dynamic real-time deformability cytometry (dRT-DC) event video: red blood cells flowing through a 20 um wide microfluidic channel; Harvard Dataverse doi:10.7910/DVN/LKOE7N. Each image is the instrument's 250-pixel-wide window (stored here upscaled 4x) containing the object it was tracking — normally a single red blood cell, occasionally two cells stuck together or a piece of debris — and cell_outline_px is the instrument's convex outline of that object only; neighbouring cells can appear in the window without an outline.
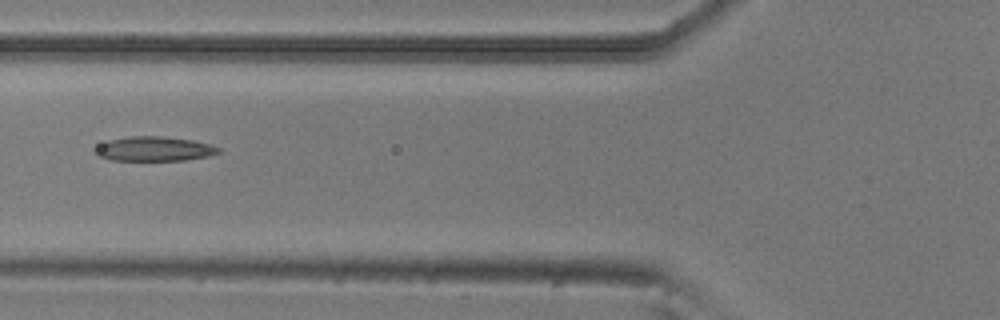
{"species": "common noctule bat (a hibernating species)", "species_latin": "Nyctalus noctula", "temperature_condition": "room temperature", "stored_images_in_passage": 6, "camera_frame_rate_fps": 3000, "um_per_image_px": 0.085, "animal": {"sex": "male", "body_mass_g": 20.5, "forearm_length_mm": 52.5}, "frame": {"image": 1, "passage_image": 6, "time_ms": 1.667, "image_size_px": [1000, 320], "cell_outline_px": [[220, 152], [208, 156], [184, 160], [112, 160], [96, 156], [92, 152], [92, 148], [108, 140], [128, 136], [160, 136], [192, 140], [208, 144], [220, 148]], "centroid_in_image_um": [13.02, 12.65], "position_along_channel_um": 112.8, "area_um2": 17.69}}